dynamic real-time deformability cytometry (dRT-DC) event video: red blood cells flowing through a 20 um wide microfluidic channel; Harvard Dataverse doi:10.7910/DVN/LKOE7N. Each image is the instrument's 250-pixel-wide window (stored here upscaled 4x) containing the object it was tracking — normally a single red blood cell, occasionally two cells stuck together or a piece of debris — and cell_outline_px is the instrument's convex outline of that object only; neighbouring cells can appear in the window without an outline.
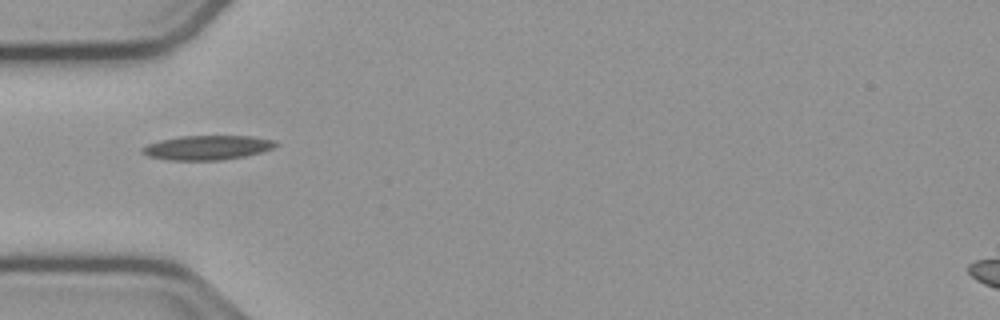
{"species": "common noctule bat (a hibernating species)", "species_latin": "Nyctalus noctula", "temperature_condition": "cold", "stored_images_in_passage": 38, "camera_frame_rate_fps": 3000, "um_per_image_px": 0.085, "animal": {"sex": "male", "body_mass_g": 23.1, "forearm_length_mm": 52.7}, "frame": {"image": 1, "passage_image": 1, "time_ms": 0.0, "image_size_px": [1000, 320], "cell_outline_px": [[276, 144], [272, 148], [260, 152], [244, 156], [220, 160], [168, 160], [148, 156], [140, 152], [140, 148], [148, 144], [160, 140], [180, 136], [252, 136], [276, 140]], "centroid_in_image_um": [17.57, 12.54], "position_along_channel_um": 67.4, "area_um2": 18.9}}
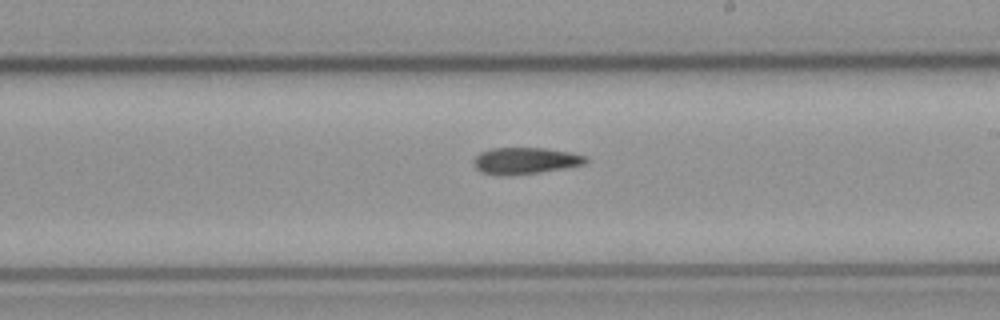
{"frame": {"image": 2, "passage_image": 15, "time_ms": 4.667, "image_size_px": [1000, 320], "cell_outline_px": [[588, 160], [584, 164], [540, 172], [484, 172], [476, 168], [472, 160], [480, 152], [492, 148], [544, 148], [568, 152], [584, 156]], "centroid_in_image_um": [44.67, 13.6], "position_along_channel_um": 244.3, "area_um2": 16.24}}
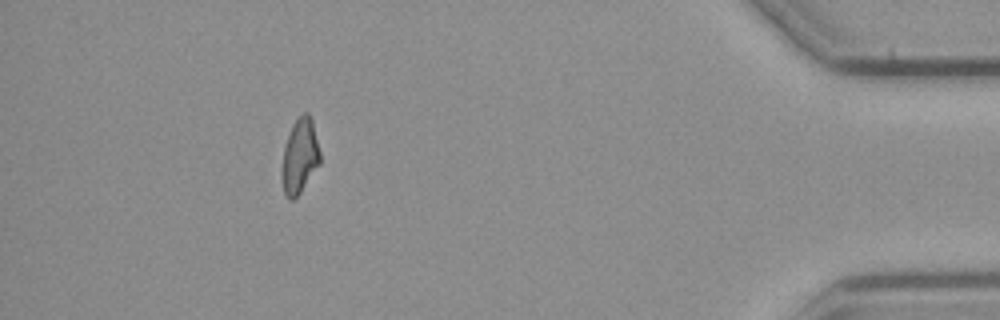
{"frame": {"image": 3, "passage_image": 33, "time_ms": 10.667, "image_size_px": [1000, 320], "cell_outline_px": [[320, 164], [300, 192], [292, 200], [284, 192], [280, 172], [284, 148], [292, 124], [304, 112], [308, 112], [312, 116], [320, 152]], "centroid_in_image_um": [25.49, 13.24], "position_along_channel_um": 409.7, "area_um2": 16.65}}